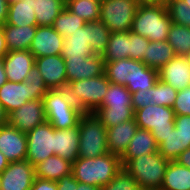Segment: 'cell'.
Listing matches in <instances>:
<instances>
[{
  "mask_svg": "<svg viewBox=\"0 0 190 190\" xmlns=\"http://www.w3.org/2000/svg\"><path fill=\"white\" fill-rule=\"evenodd\" d=\"M120 157L110 152L94 157H79L72 163L73 177L80 183L101 188L121 170Z\"/></svg>",
  "mask_w": 190,
  "mask_h": 190,
  "instance_id": "6da1fadb",
  "label": "cell"
},
{
  "mask_svg": "<svg viewBox=\"0 0 190 190\" xmlns=\"http://www.w3.org/2000/svg\"><path fill=\"white\" fill-rule=\"evenodd\" d=\"M48 88L36 65L26 76L24 82H5L0 87V104L7 114L20 108L29 100L43 99Z\"/></svg>",
  "mask_w": 190,
  "mask_h": 190,
  "instance_id": "7a4b0ae2",
  "label": "cell"
},
{
  "mask_svg": "<svg viewBox=\"0 0 190 190\" xmlns=\"http://www.w3.org/2000/svg\"><path fill=\"white\" fill-rule=\"evenodd\" d=\"M120 160L122 167L136 180L141 190L161 189L169 160L159 152Z\"/></svg>",
  "mask_w": 190,
  "mask_h": 190,
  "instance_id": "3957f363",
  "label": "cell"
},
{
  "mask_svg": "<svg viewBox=\"0 0 190 190\" xmlns=\"http://www.w3.org/2000/svg\"><path fill=\"white\" fill-rule=\"evenodd\" d=\"M172 23L167 6L139 4L130 31L149 41H167Z\"/></svg>",
  "mask_w": 190,
  "mask_h": 190,
  "instance_id": "277c9868",
  "label": "cell"
},
{
  "mask_svg": "<svg viewBox=\"0 0 190 190\" xmlns=\"http://www.w3.org/2000/svg\"><path fill=\"white\" fill-rule=\"evenodd\" d=\"M94 114L106 129L133 119L132 93L124 85L110 83L101 107Z\"/></svg>",
  "mask_w": 190,
  "mask_h": 190,
  "instance_id": "5b68a950",
  "label": "cell"
},
{
  "mask_svg": "<svg viewBox=\"0 0 190 190\" xmlns=\"http://www.w3.org/2000/svg\"><path fill=\"white\" fill-rule=\"evenodd\" d=\"M46 121L55 129H68L79 124L84 112L69 97L66 88L49 89L43 96Z\"/></svg>",
  "mask_w": 190,
  "mask_h": 190,
  "instance_id": "8992f818",
  "label": "cell"
},
{
  "mask_svg": "<svg viewBox=\"0 0 190 190\" xmlns=\"http://www.w3.org/2000/svg\"><path fill=\"white\" fill-rule=\"evenodd\" d=\"M110 81L106 75L69 82L66 86L69 97L84 112L94 113L101 107Z\"/></svg>",
  "mask_w": 190,
  "mask_h": 190,
  "instance_id": "52a82bcc",
  "label": "cell"
},
{
  "mask_svg": "<svg viewBox=\"0 0 190 190\" xmlns=\"http://www.w3.org/2000/svg\"><path fill=\"white\" fill-rule=\"evenodd\" d=\"M78 156L94 158L108 153L105 126L94 113H84L79 119Z\"/></svg>",
  "mask_w": 190,
  "mask_h": 190,
  "instance_id": "ba28073f",
  "label": "cell"
},
{
  "mask_svg": "<svg viewBox=\"0 0 190 190\" xmlns=\"http://www.w3.org/2000/svg\"><path fill=\"white\" fill-rule=\"evenodd\" d=\"M134 119L139 128L149 130L159 145L175 128L174 110L167 106L148 105L134 111Z\"/></svg>",
  "mask_w": 190,
  "mask_h": 190,
  "instance_id": "9c48e42d",
  "label": "cell"
},
{
  "mask_svg": "<svg viewBox=\"0 0 190 190\" xmlns=\"http://www.w3.org/2000/svg\"><path fill=\"white\" fill-rule=\"evenodd\" d=\"M138 6L137 0H102L99 20L110 32L130 31Z\"/></svg>",
  "mask_w": 190,
  "mask_h": 190,
  "instance_id": "30bf717a",
  "label": "cell"
},
{
  "mask_svg": "<svg viewBox=\"0 0 190 190\" xmlns=\"http://www.w3.org/2000/svg\"><path fill=\"white\" fill-rule=\"evenodd\" d=\"M26 137V160L32 166L39 164L55 154V128L48 121L28 131Z\"/></svg>",
  "mask_w": 190,
  "mask_h": 190,
  "instance_id": "8fae6325",
  "label": "cell"
},
{
  "mask_svg": "<svg viewBox=\"0 0 190 190\" xmlns=\"http://www.w3.org/2000/svg\"><path fill=\"white\" fill-rule=\"evenodd\" d=\"M45 121L43 99L29 100L8 114V124L25 133Z\"/></svg>",
  "mask_w": 190,
  "mask_h": 190,
  "instance_id": "7c38bea8",
  "label": "cell"
},
{
  "mask_svg": "<svg viewBox=\"0 0 190 190\" xmlns=\"http://www.w3.org/2000/svg\"><path fill=\"white\" fill-rule=\"evenodd\" d=\"M66 63L67 84L72 81L89 79L104 74L105 62L101 55L81 58H63Z\"/></svg>",
  "mask_w": 190,
  "mask_h": 190,
  "instance_id": "4fadbf2b",
  "label": "cell"
},
{
  "mask_svg": "<svg viewBox=\"0 0 190 190\" xmlns=\"http://www.w3.org/2000/svg\"><path fill=\"white\" fill-rule=\"evenodd\" d=\"M0 151L10 163L26 160V133L19 131L15 127H12L10 124L1 126Z\"/></svg>",
  "mask_w": 190,
  "mask_h": 190,
  "instance_id": "5bb4252c",
  "label": "cell"
},
{
  "mask_svg": "<svg viewBox=\"0 0 190 190\" xmlns=\"http://www.w3.org/2000/svg\"><path fill=\"white\" fill-rule=\"evenodd\" d=\"M34 178V166L28 160L11 162L1 173V190H30Z\"/></svg>",
  "mask_w": 190,
  "mask_h": 190,
  "instance_id": "9a60e30c",
  "label": "cell"
},
{
  "mask_svg": "<svg viewBox=\"0 0 190 190\" xmlns=\"http://www.w3.org/2000/svg\"><path fill=\"white\" fill-rule=\"evenodd\" d=\"M35 65L48 89L66 88V63L61 55L35 58Z\"/></svg>",
  "mask_w": 190,
  "mask_h": 190,
  "instance_id": "2e32d148",
  "label": "cell"
},
{
  "mask_svg": "<svg viewBox=\"0 0 190 190\" xmlns=\"http://www.w3.org/2000/svg\"><path fill=\"white\" fill-rule=\"evenodd\" d=\"M64 45V37L53 26H37L29 51L35 58L60 55Z\"/></svg>",
  "mask_w": 190,
  "mask_h": 190,
  "instance_id": "e0dca14e",
  "label": "cell"
},
{
  "mask_svg": "<svg viewBox=\"0 0 190 190\" xmlns=\"http://www.w3.org/2000/svg\"><path fill=\"white\" fill-rule=\"evenodd\" d=\"M2 61L9 82H24L35 66V57L29 50L9 51Z\"/></svg>",
  "mask_w": 190,
  "mask_h": 190,
  "instance_id": "ac0fdd59",
  "label": "cell"
},
{
  "mask_svg": "<svg viewBox=\"0 0 190 190\" xmlns=\"http://www.w3.org/2000/svg\"><path fill=\"white\" fill-rule=\"evenodd\" d=\"M158 77L177 91L187 88L190 86V64L187 58L176 55L158 70Z\"/></svg>",
  "mask_w": 190,
  "mask_h": 190,
  "instance_id": "d6986e66",
  "label": "cell"
},
{
  "mask_svg": "<svg viewBox=\"0 0 190 190\" xmlns=\"http://www.w3.org/2000/svg\"><path fill=\"white\" fill-rule=\"evenodd\" d=\"M138 125L135 119L122 122L106 129L107 147L111 154L121 157L127 149L132 137L136 134Z\"/></svg>",
  "mask_w": 190,
  "mask_h": 190,
  "instance_id": "ffe728a7",
  "label": "cell"
},
{
  "mask_svg": "<svg viewBox=\"0 0 190 190\" xmlns=\"http://www.w3.org/2000/svg\"><path fill=\"white\" fill-rule=\"evenodd\" d=\"M79 125L68 129H55V155L73 163L79 158Z\"/></svg>",
  "mask_w": 190,
  "mask_h": 190,
  "instance_id": "44dd1931",
  "label": "cell"
},
{
  "mask_svg": "<svg viewBox=\"0 0 190 190\" xmlns=\"http://www.w3.org/2000/svg\"><path fill=\"white\" fill-rule=\"evenodd\" d=\"M60 55L62 58H81V56L89 57L93 55L89 45V22L64 38V45Z\"/></svg>",
  "mask_w": 190,
  "mask_h": 190,
  "instance_id": "7402d4cb",
  "label": "cell"
},
{
  "mask_svg": "<svg viewBox=\"0 0 190 190\" xmlns=\"http://www.w3.org/2000/svg\"><path fill=\"white\" fill-rule=\"evenodd\" d=\"M1 27L4 32L8 52L30 49L37 30V25L18 27L15 25L5 24Z\"/></svg>",
  "mask_w": 190,
  "mask_h": 190,
  "instance_id": "603a6c76",
  "label": "cell"
},
{
  "mask_svg": "<svg viewBox=\"0 0 190 190\" xmlns=\"http://www.w3.org/2000/svg\"><path fill=\"white\" fill-rule=\"evenodd\" d=\"M34 170L35 177L57 182L64 176L72 174V163L54 154L35 165Z\"/></svg>",
  "mask_w": 190,
  "mask_h": 190,
  "instance_id": "cb8c5ba5",
  "label": "cell"
},
{
  "mask_svg": "<svg viewBox=\"0 0 190 190\" xmlns=\"http://www.w3.org/2000/svg\"><path fill=\"white\" fill-rule=\"evenodd\" d=\"M158 70L148 67L142 61L134 60L131 66L130 81L125 86L131 93L152 88L157 80Z\"/></svg>",
  "mask_w": 190,
  "mask_h": 190,
  "instance_id": "d4e9b609",
  "label": "cell"
},
{
  "mask_svg": "<svg viewBox=\"0 0 190 190\" xmlns=\"http://www.w3.org/2000/svg\"><path fill=\"white\" fill-rule=\"evenodd\" d=\"M158 152V145L149 130L139 128L132 137L127 149L120 159H133L146 154Z\"/></svg>",
  "mask_w": 190,
  "mask_h": 190,
  "instance_id": "484cf974",
  "label": "cell"
},
{
  "mask_svg": "<svg viewBox=\"0 0 190 190\" xmlns=\"http://www.w3.org/2000/svg\"><path fill=\"white\" fill-rule=\"evenodd\" d=\"M35 0H18L9 4L6 24L25 27L37 25Z\"/></svg>",
  "mask_w": 190,
  "mask_h": 190,
  "instance_id": "4316f807",
  "label": "cell"
},
{
  "mask_svg": "<svg viewBox=\"0 0 190 190\" xmlns=\"http://www.w3.org/2000/svg\"><path fill=\"white\" fill-rule=\"evenodd\" d=\"M176 56L168 41H149L142 62L148 67L159 70Z\"/></svg>",
  "mask_w": 190,
  "mask_h": 190,
  "instance_id": "83f0119b",
  "label": "cell"
},
{
  "mask_svg": "<svg viewBox=\"0 0 190 190\" xmlns=\"http://www.w3.org/2000/svg\"><path fill=\"white\" fill-rule=\"evenodd\" d=\"M160 190H190V169L169 161Z\"/></svg>",
  "mask_w": 190,
  "mask_h": 190,
  "instance_id": "f1b7e54d",
  "label": "cell"
},
{
  "mask_svg": "<svg viewBox=\"0 0 190 190\" xmlns=\"http://www.w3.org/2000/svg\"><path fill=\"white\" fill-rule=\"evenodd\" d=\"M65 6L66 0H35L34 12L37 26H53Z\"/></svg>",
  "mask_w": 190,
  "mask_h": 190,
  "instance_id": "f546056e",
  "label": "cell"
},
{
  "mask_svg": "<svg viewBox=\"0 0 190 190\" xmlns=\"http://www.w3.org/2000/svg\"><path fill=\"white\" fill-rule=\"evenodd\" d=\"M102 57L104 62L129 58V31L111 32Z\"/></svg>",
  "mask_w": 190,
  "mask_h": 190,
  "instance_id": "4dcf8cb0",
  "label": "cell"
},
{
  "mask_svg": "<svg viewBox=\"0 0 190 190\" xmlns=\"http://www.w3.org/2000/svg\"><path fill=\"white\" fill-rule=\"evenodd\" d=\"M134 60L130 58L113 62H105L104 74L110 83L126 86L130 81L131 66Z\"/></svg>",
  "mask_w": 190,
  "mask_h": 190,
  "instance_id": "1f68e13d",
  "label": "cell"
},
{
  "mask_svg": "<svg viewBox=\"0 0 190 190\" xmlns=\"http://www.w3.org/2000/svg\"><path fill=\"white\" fill-rule=\"evenodd\" d=\"M100 3L97 0H66L65 7L85 22H92L100 19Z\"/></svg>",
  "mask_w": 190,
  "mask_h": 190,
  "instance_id": "d6a6232c",
  "label": "cell"
},
{
  "mask_svg": "<svg viewBox=\"0 0 190 190\" xmlns=\"http://www.w3.org/2000/svg\"><path fill=\"white\" fill-rule=\"evenodd\" d=\"M167 41L176 55L185 56L190 52V28L172 23Z\"/></svg>",
  "mask_w": 190,
  "mask_h": 190,
  "instance_id": "836d02e7",
  "label": "cell"
},
{
  "mask_svg": "<svg viewBox=\"0 0 190 190\" xmlns=\"http://www.w3.org/2000/svg\"><path fill=\"white\" fill-rule=\"evenodd\" d=\"M111 32L102 21L89 22V45L94 55H103Z\"/></svg>",
  "mask_w": 190,
  "mask_h": 190,
  "instance_id": "e575fe53",
  "label": "cell"
},
{
  "mask_svg": "<svg viewBox=\"0 0 190 190\" xmlns=\"http://www.w3.org/2000/svg\"><path fill=\"white\" fill-rule=\"evenodd\" d=\"M87 22L70 12L66 7L55 19L53 28L64 38L73 34L76 29L83 27Z\"/></svg>",
  "mask_w": 190,
  "mask_h": 190,
  "instance_id": "d590c367",
  "label": "cell"
},
{
  "mask_svg": "<svg viewBox=\"0 0 190 190\" xmlns=\"http://www.w3.org/2000/svg\"><path fill=\"white\" fill-rule=\"evenodd\" d=\"M177 92L172 86L158 79L152 87V103L150 105L156 104L172 108Z\"/></svg>",
  "mask_w": 190,
  "mask_h": 190,
  "instance_id": "8d00e7d4",
  "label": "cell"
},
{
  "mask_svg": "<svg viewBox=\"0 0 190 190\" xmlns=\"http://www.w3.org/2000/svg\"><path fill=\"white\" fill-rule=\"evenodd\" d=\"M158 152L167 160L175 161L181 154V139L179 130L173 129L158 145Z\"/></svg>",
  "mask_w": 190,
  "mask_h": 190,
  "instance_id": "74e56055",
  "label": "cell"
},
{
  "mask_svg": "<svg viewBox=\"0 0 190 190\" xmlns=\"http://www.w3.org/2000/svg\"><path fill=\"white\" fill-rule=\"evenodd\" d=\"M167 10L173 23L190 28V7L184 1L169 0Z\"/></svg>",
  "mask_w": 190,
  "mask_h": 190,
  "instance_id": "f35d334b",
  "label": "cell"
},
{
  "mask_svg": "<svg viewBox=\"0 0 190 190\" xmlns=\"http://www.w3.org/2000/svg\"><path fill=\"white\" fill-rule=\"evenodd\" d=\"M100 190H141L136 180L122 167L115 177Z\"/></svg>",
  "mask_w": 190,
  "mask_h": 190,
  "instance_id": "ab89813d",
  "label": "cell"
},
{
  "mask_svg": "<svg viewBox=\"0 0 190 190\" xmlns=\"http://www.w3.org/2000/svg\"><path fill=\"white\" fill-rule=\"evenodd\" d=\"M149 40L132 31H129V58L142 61L146 55Z\"/></svg>",
  "mask_w": 190,
  "mask_h": 190,
  "instance_id": "60d3db41",
  "label": "cell"
},
{
  "mask_svg": "<svg viewBox=\"0 0 190 190\" xmlns=\"http://www.w3.org/2000/svg\"><path fill=\"white\" fill-rule=\"evenodd\" d=\"M175 129L179 130L181 153L190 148V115H175Z\"/></svg>",
  "mask_w": 190,
  "mask_h": 190,
  "instance_id": "b9f144b4",
  "label": "cell"
},
{
  "mask_svg": "<svg viewBox=\"0 0 190 190\" xmlns=\"http://www.w3.org/2000/svg\"><path fill=\"white\" fill-rule=\"evenodd\" d=\"M172 109L175 115H190V86L177 92Z\"/></svg>",
  "mask_w": 190,
  "mask_h": 190,
  "instance_id": "7bdbcfd3",
  "label": "cell"
},
{
  "mask_svg": "<svg viewBox=\"0 0 190 190\" xmlns=\"http://www.w3.org/2000/svg\"><path fill=\"white\" fill-rule=\"evenodd\" d=\"M58 190H100L99 187L78 182L73 174L64 176L56 182Z\"/></svg>",
  "mask_w": 190,
  "mask_h": 190,
  "instance_id": "ee69618b",
  "label": "cell"
},
{
  "mask_svg": "<svg viewBox=\"0 0 190 190\" xmlns=\"http://www.w3.org/2000/svg\"><path fill=\"white\" fill-rule=\"evenodd\" d=\"M152 103V88L132 93L133 110L145 108Z\"/></svg>",
  "mask_w": 190,
  "mask_h": 190,
  "instance_id": "f6af8a7d",
  "label": "cell"
},
{
  "mask_svg": "<svg viewBox=\"0 0 190 190\" xmlns=\"http://www.w3.org/2000/svg\"><path fill=\"white\" fill-rule=\"evenodd\" d=\"M30 190H58L56 181L44 180L35 177Z\"/></svg>",
  "mask_w": 190,
  "mask_h": 190,
  "instance_id": "bcb514c9",
  "label": "cell"
},
{
  "mask_svg": "<svg viewBox=\"0 0 190 190\" xmlns=\"http://www.w3.org/2000/svg\"><path fill=\"white\" fill-rule=\"evenodd\" d=\"M9 3L6 0H0V26L6 24L8 18Z\"/></svg>",
  "mask_w": 190,
  "mask_h": 190,
  "instance_id": "7dc6e473",
  "label": "cell"
},
{
  "mask_svg": "<svg viewBox=\"0 0 190 190\" xmlns=\"http://www.w3.org/2000/svg\"><path fill=\"white\" fill-rule=\"evenodd\" d=\"M175 161L190 169V148L184 150Z\"/></svg>",
  "mask_w": 190,
  "mask_h": 190,
  "instance_id": "c3c4849f",
  "label": "cell"
},
{
  "mask_svg": "<svg viewBox=\"0 0 190 190\" xmlns=\"http://www.w3.org/2000/svg\"><path fill=\"white\" fill-rule=\"evenodd\" d=\"M8 53L6 40L2 27L0 26V58H3Z\"/></svg>",
  "mask_w": 190,
  "mask_h": 190,
  "instance_id": "681fc988",
  "label": "cell"
},
{
  "mask_svg": "<svg viewBox=\"0 0 190 190\" xmlns=\"http://www.w3.org/2000/svg\"><path fill=\"white\" fill-rule=\"evenodd\" d=\"M139 4H152L167 6L169 0H137Z\"/></svg>",
  "mask_w": 190,
  "mask_h": 190,
  "instance_id": "f907efd6",
  "label": "cell"
},
{
  "mask_svg": "<svg viewBox=\"0 0 190 190\" xmlns=\"http://www.w3.org/2000/svg\"><path fill=\"white\" fill-rule=\"evenodd\" d=\"M7 76H6V73H5V68H4V64H3V61H2V58H0V87L2 85L5 84V82H7Z\"/></svg>",
  "mask_w": 190,
  "mask_h": 190,
  "instance_id": "816d5d0a",
  "label": "cell"
},
{
  "mask_svg": "<svg viewBox=\"0 0 190 190\" xmlns=\"http://www.w3.org/2000/svg\"><path fill=\"white\" fill-rule=\"evenodd\" d=\"M8 124V114L4 107L0 104V127Z\"/></svg>",
  "mask_w": 190,
  "mask_h": 190,
  "instance_id": "f5cc1de1",
  "label": "cell"
},
{
  "mask_svg": "<svg viewBox=\"0 0 190 190\" xmlns=\"http://www.w3.org/2000/svg\"><path fill=\"white\" fill-rule=\"evenodd\" d=\"M9 161L5 158V156L0 151V174L8 167Z\"/></svg>",
  "mask_w": 190,
  "mask_h": 190,
  "instance_id": "db71d44e",
  "label": "cell"
},
{
  "mask_svg": "<svg viewBox=\"0 0 190 190\" xmlns=\"http://www.w3.org/2000/svg\"><path fill=\"white\" fill-rule=\"evenodd\" d=\"M185 57L187 58L188 63L190 64V52L188 54H186Z\"/></svg>",
  "mask_w": 190,
  "mask_h": 190,
  "instance_id": "11a10c76",
  "label": "cell"
},
{
  "mask_svg": "<svg viewBox=\"0 0 190 190\" xmlns=\"http://www.w3.org/2000/svg\"><path fill=\"white\" fill-rule=\"evenodd\" d=\"M190 7V0H182Z\"/></svg>",
  "mask_w": 190,
  "mask_h": 190,
  "instance_id": "9f6ffc18",
  "label": "cell"
},
{
  "mask_svg": "<svg viewBox=\"0 0 190 190\" xmlns=\"http://www.w3.org/2000/svg\"><path fill=\"white\" fill-rule=\"evenodd\" d=\"M9 4L18 0H6Z\"/></svg>",
  "mask_w": 190,
  "mask_h": 190,
  "instance_id": "6f0895ef",
  "label": "cell"
},
{
  "mask_svg": "<svg viewBox=\"0 0 190 190\" xmlns=\"http://www.w3.org/2000/svg\"><path fill=\"white\" fill-rule=\"evenodd\" d=\"M1 183H2V180H1V174H0V190H1Z\"/></svg>",
  "mask_w": 190,
  "mask_h": 190,
  "instance_id": "680465c9",
  "label": "cell"
}]
</instances>
